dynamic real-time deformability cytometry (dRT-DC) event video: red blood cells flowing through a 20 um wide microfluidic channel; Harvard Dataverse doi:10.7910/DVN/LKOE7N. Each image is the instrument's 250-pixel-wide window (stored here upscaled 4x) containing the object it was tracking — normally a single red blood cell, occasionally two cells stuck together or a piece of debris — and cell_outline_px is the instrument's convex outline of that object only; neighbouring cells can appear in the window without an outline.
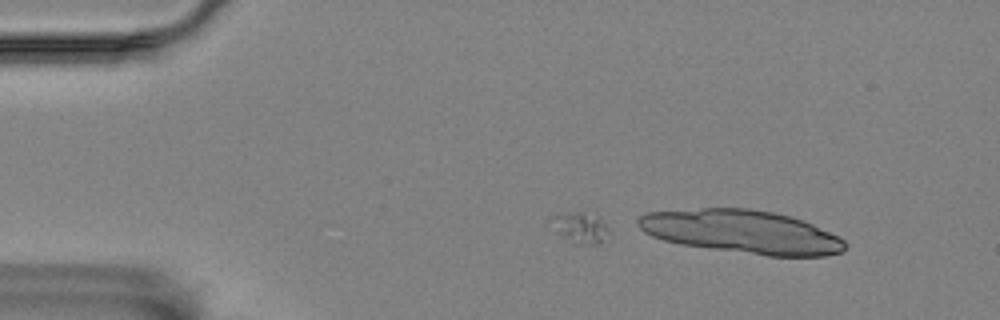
{"species": "Egyptian fruit bat (a non-hibernating species)", "species_latin": "Rousettus aegyptiacus", "temperature_condition": "room temperature", "stored_images_in_passage": 8, "camera_frame_rate_fps": 3000, "um_per_image_px": 0.085, "animal": {"sex": "female"}, "frame": {"image": 1, "passage_image": 6, "time_ms": 1.667, "image_size_px": [1000, 320], "cell_outline_px": [[612, 232], [600, 244], [576, 244], [556, 232], [548, 216], [564, 212], [584, 212], [600, 216]], "centroid_in_image_um": [49.36, 19.33], "position_along_channel_um": 35.6, "area_um2": 10.75}}